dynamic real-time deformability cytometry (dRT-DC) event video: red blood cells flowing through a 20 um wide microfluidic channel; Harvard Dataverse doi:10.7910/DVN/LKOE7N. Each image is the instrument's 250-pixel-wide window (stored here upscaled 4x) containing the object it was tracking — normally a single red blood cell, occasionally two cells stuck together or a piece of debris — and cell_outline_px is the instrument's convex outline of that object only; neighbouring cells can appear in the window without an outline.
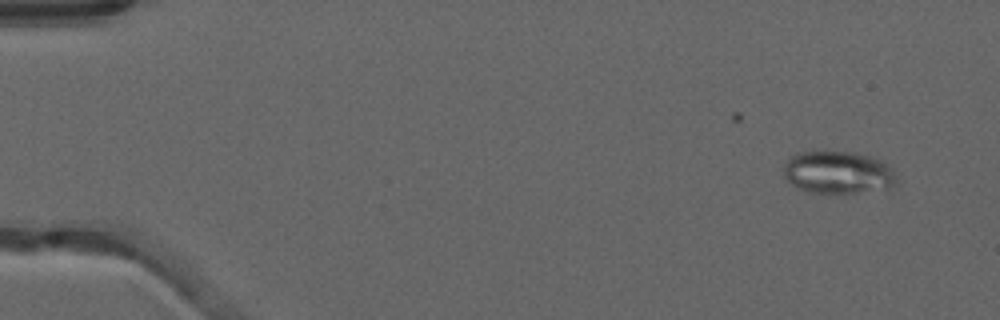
{"species": "common noctule bat (a hibernating species)", "species_latin": "Nyctalus noctula", "temperature_condition": "warm", "stored_images_in_passage": 17, "camera_frame_rate_fps": 3000, "um_per_image_px": 0.085, "animal": {"sex": "male", "forearm_length_mm": 52.5}, "frame": {"image": 1, "passage_image": 3, "time_ms": 0.667, "image_size_px": [1000, 320], "cell_outline_px": [[900, 180], [896, 184], [888, 188], [856, 192], [808, 192], [792, 184], [784, 176], [784, 164], [788, 156], [796, 152], [812, 148], [852, 152], [872, 156], [880, 160], [892, 168]], "centroid_in_image_um": [71.2, 14.59], "position_along_channel_um": 13.8, "area_um2": 28.78}}